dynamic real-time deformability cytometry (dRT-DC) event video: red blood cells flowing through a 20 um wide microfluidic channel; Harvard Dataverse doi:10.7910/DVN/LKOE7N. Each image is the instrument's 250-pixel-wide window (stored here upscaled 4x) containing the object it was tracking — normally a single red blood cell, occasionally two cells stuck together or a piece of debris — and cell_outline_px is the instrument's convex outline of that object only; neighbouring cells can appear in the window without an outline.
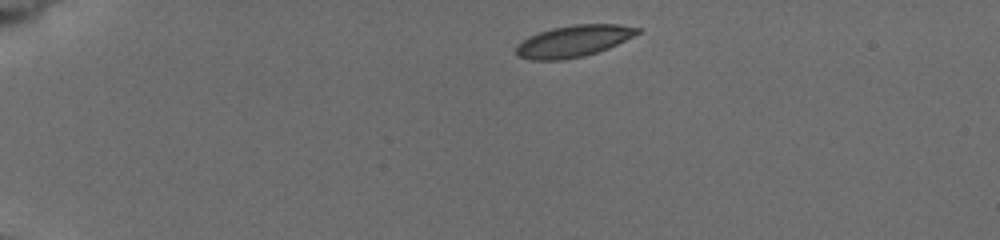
{"species": "common noctule bat (a hibernating species)", "species_latin": "Nyctalus noctula", "temperature_condition": "cold", "stored_images_in_passage": 3, "camera_frame_rate_fps": 3000, "um_per_image_px": 0.085, "animal": {"sex": "female", "body_mass_g": 19.5, "forearm_length_mm": 54.1}, "frame": {"image": 1, "passage_image": 1, "time_ms": 0.0, "image_size_px": [1000, 240], "cell_outline_px": [[640, 32], [608, 48], [584, 56], [560, 60], [532, 60], [516, 56], [516, 44], [540, 32], [552, 28], [572, 24], [620, 24], [640, 28]], "centroid_in_image_um": [48.73, 3.49], "position_along_channel_um": 36.3, "area_um2": 22.14}}